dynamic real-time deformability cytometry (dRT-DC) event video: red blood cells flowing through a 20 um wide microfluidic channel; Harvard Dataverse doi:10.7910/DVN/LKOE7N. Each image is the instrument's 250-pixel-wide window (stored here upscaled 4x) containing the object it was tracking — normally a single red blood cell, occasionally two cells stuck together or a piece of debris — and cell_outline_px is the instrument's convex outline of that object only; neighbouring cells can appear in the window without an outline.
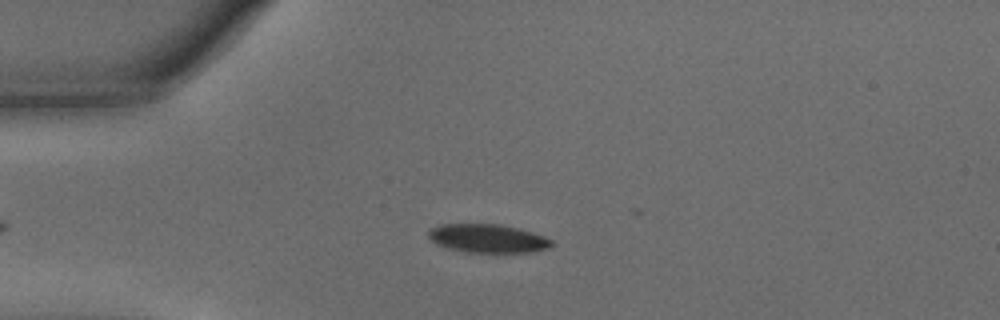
{"species": "common noctule bat (a hibernating species)", "species_latin": "Nyctalus noctula", "temperature_condition": "warm", "stored_images_in_passage": 17, "camera_frame_rate_fps": 3000, "um_per_image_px": 0.085, "animal": {"sex": "male", "body_mass_g": 15.6}, "frame": {"image": 1, "passage_image": 7, "time_ms": 2.0, "image_size_px": [1000, 320], "cell_outline_px": [[556, 244], [548, 248], [532, 252], [464, 252], [448, 248], [436, 244], [428, 236], [428, 228], [440, 224], [500, 224], [520, 228], [544, 236], [552, 240]], "centroid_in_image_um": [41.46, 20.26], "position_along_channel_um": 43.5, "area_um2": 20.69}}
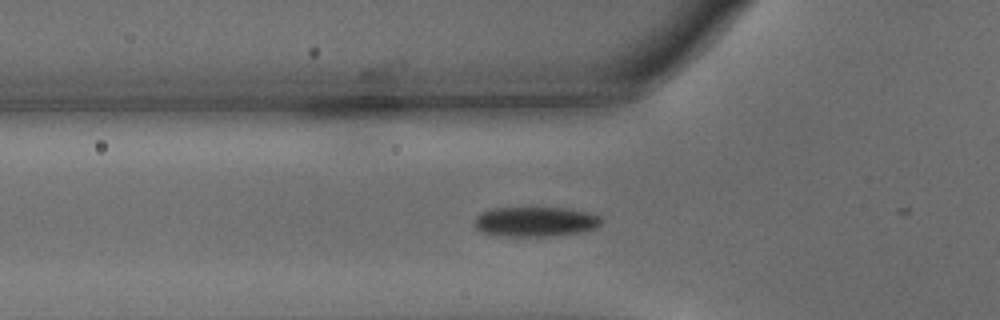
{"frame": {"image": 2, "passage_image": 12, "time_ms": 3.667, "image_size_px": [1000, 320], "cell_outline_px": [[604, 220], [596, 228], [580, 232], [548, 236], [492, 236], [476, 228], [476, 216], [480, 212], [492, 208], [568, 208], [588, 212], [600, 216]], "centroid_in_image_um": [45.52, 18.84], "position_along_channel_um": 80.3, "area_um2": 22.14}}
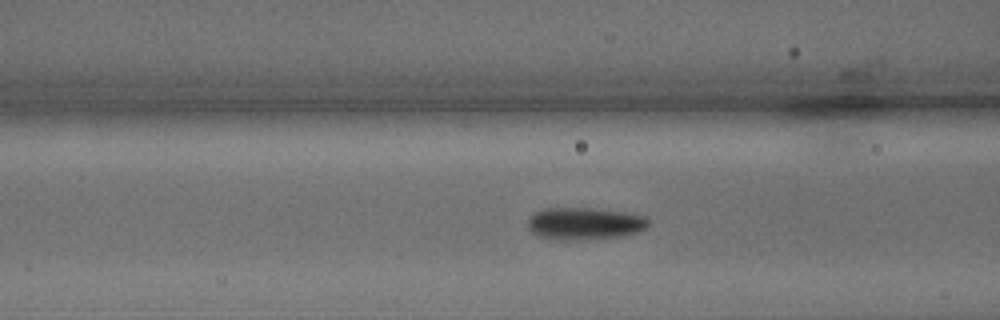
{"frame": {"image": 3, "passage_image": 15, "time_ms": 4.667, "image_size_px": [1000, 320], "cell_outline_px": [[652, 224], [648, 228], [624, 236], [556, 240], [552, 240], [540, 236], [532, 232], [528, 228], [528, 216], [544, 208], [592, 208], [624, 212], [644, 216], [652, 220]], "centroid_in_image_um": [49.72, 18.99], "position_along_channel_um": 116.9, "area_um2": 22.72}}